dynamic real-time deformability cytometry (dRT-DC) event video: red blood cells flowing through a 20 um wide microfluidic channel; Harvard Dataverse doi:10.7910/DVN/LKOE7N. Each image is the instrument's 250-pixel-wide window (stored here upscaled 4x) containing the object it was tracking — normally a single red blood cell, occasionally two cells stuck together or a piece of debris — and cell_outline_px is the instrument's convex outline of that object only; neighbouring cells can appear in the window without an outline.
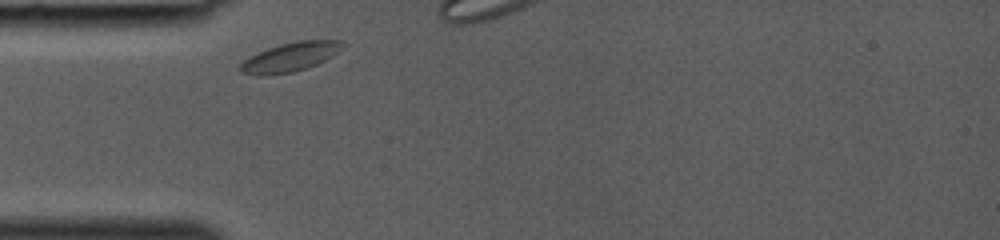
{"species": "common noctule bat (a hibernating species)", "species_latin": "Nyctalus noctula", "temperature_condition": "room temperature", "stored_images_in_passage": 24, "segment_of_instrument_passage": [1, 2], "camera_frame_rate_fps": 3000, "um_per_image_px": 0.085, "animal": {"sex": "female", "body_mass_g": 19.0, "forearm_length_mm": 53.3}, "frame": {"image": 1, "passage_image": 1, "time_ms": 0.0, "image_size_px": [1000, 240], "cell_outline_px": [[344, 48], [332, 56], [316, 64], [292, 72], [268, 76], [260, 76], [240, 72], [240, 64], [244, 60], [268, 48], [280, 44], [300, 40], [344, 40]], "centroid_in_image_um": [24.69, 4.84], "position_along_channel_um": 60.3, "area_um2": 17.22}}
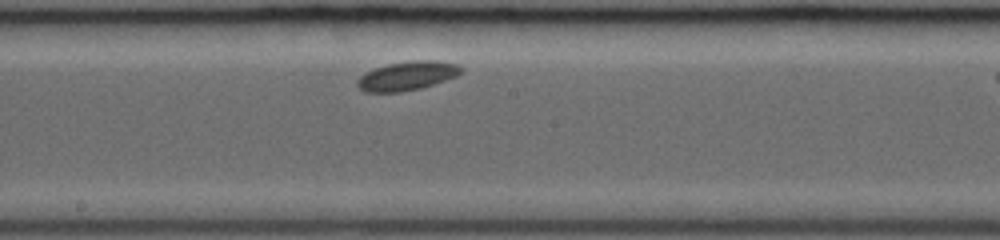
{"frame": {"image": 2, "passage_image": 11, "time_ms": 3.333, "image_size_px": [1000, 240], "cell_outline_px": [[464, 68], [456, 76], [420, 88], [400, 92], [364, 92], [356, 84], [356, 80], [364, 72], [388, 64], [412, 60], [436, 60], [456, 64]], "centroid_in_image_um": [34.57, 6.44], "position_along_channel_um": 213.6, "area_um2": 17.4}}
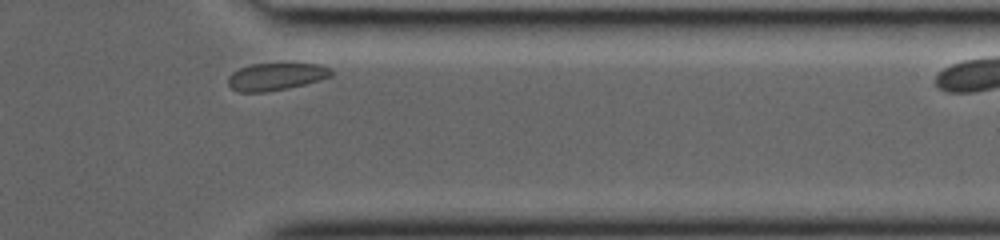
{"frame": {"image": 3, "passage_image": 22, "time_ms": 7.0, "image_size_px": [1000, 240], "cell_outline_px": [[332, 76], [320, 80], [288, 88], [264, 92], [240, 92], [232, 88], [228, 84], [228, 76], [232, 72], [240, 68], [252, 64], [320, 64], [328, 68], [332, 72]], "centroid_in_image_um": [23.44, 6.51], "position_along_channel_um": 388.0, "area_um2": 16.24}}